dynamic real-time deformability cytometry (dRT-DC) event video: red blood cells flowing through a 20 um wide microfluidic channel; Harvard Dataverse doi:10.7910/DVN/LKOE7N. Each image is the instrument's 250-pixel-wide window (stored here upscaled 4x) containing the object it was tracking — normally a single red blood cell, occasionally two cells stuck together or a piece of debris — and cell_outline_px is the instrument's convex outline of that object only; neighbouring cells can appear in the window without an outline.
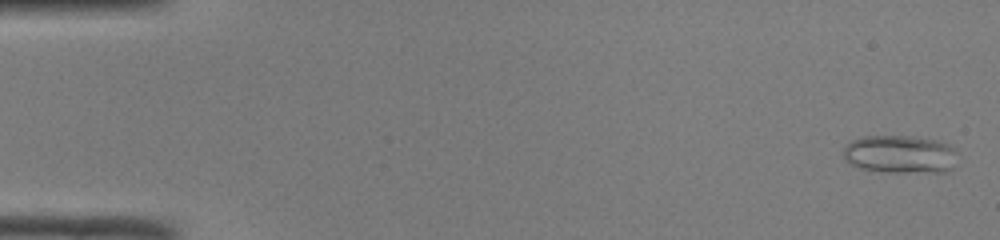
{"species": "common noctule bat (a hibernating species)", "species_latin": "Nyctalus noctula", "temperature_condition": "room temperature", "stored_images_in_passage": 50, "camera_frame_rate_fps": 3000, "um_per_image_px": 0.085, "animal": {"sex": "male", "body_mass_g": 19.0, "forearm_length_mm": 50.8}, "frame": {"image": 1, "passage_image": 2, "time_ms": 0.333, "image_size_px": [1000, 240], "cell_outline_px": [[956, 152], [952, 168], [944, 172], [892, 172], [860, 168], [852, 164], [844, 156], [844, 148], [852, 140], [864, 136], [908, 136], [940, 140], [948, 144]], "centroid_in_image_um": [76.53, 13.1], "position_along_channel_um": 8.5, "area_um2": 25.03}}
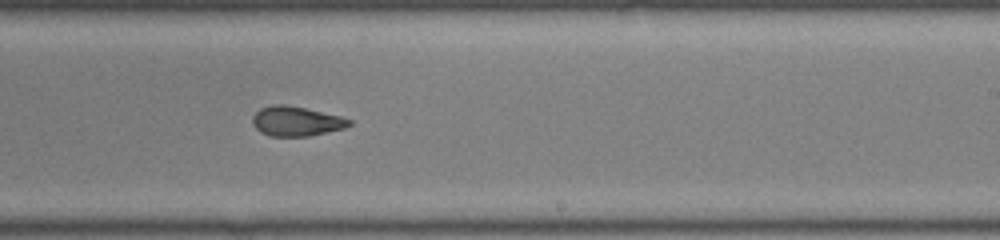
{"frame": {"image": 2, "passage_image": 31, "time_ms": 10.0, "image_size_px": [1000, 240], "cell_outline_px": [[352, 124], [344, 128], [308, 136], [268, 136], [260, 132], [252, 124], [252, 116], [260, 108], [272, 104], [284, 104], [304, 108], [340, 116], [352, 120]], "centroid_in_image_um": [25.14, 10.3], "position_along_channel_um": 263.9, "area_um2": 16.7}}
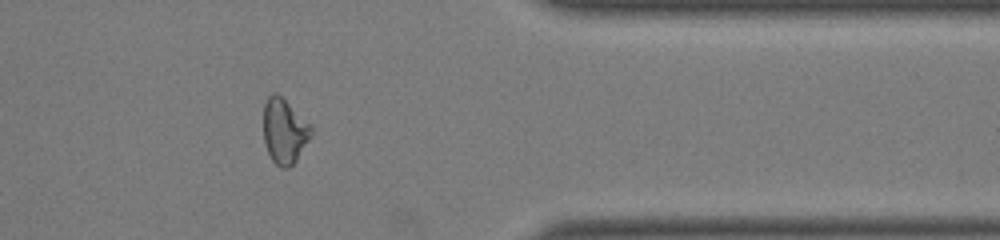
{"frame": {"image": 3, "passage_image": 41, "time_ms": 13.333, "image_size_px": [1000, 240], "cell_outline_px": [[312, 132], [308, 140], [296, 160], [288, 168], [280, 168], [272, 160], [268, 152], [264, 140], [264, 104], [268, 96], [272, 92], [276, 92], [312, 128]], "centroid_in_image_um": [24.13, 11.16], "position_along_channel_um": 387.3, "area_um2": 17.46}, "authors_computed_cell_mechanics": {"area_um2": 18.1492, "velocity_mm_per_s": 4.139, "shape_relaxation_time_tau1_ms": null, "shape_relaxation_time_tau2_ms": 2.1308, "deformation_change_tau1": null, "deformation_change_tau2": 0.0725}}